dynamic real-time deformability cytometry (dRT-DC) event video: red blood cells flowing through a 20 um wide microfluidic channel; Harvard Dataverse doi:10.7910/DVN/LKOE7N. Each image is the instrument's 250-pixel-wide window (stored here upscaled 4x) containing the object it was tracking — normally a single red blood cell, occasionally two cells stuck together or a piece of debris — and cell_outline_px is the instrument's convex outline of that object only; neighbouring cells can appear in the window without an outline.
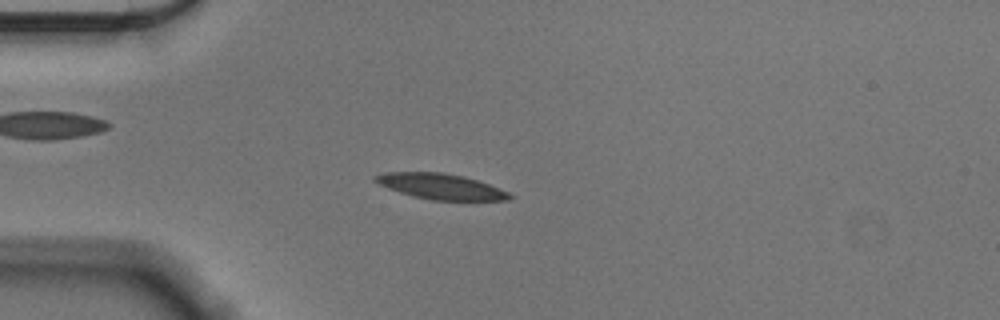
{"species": "Egyptian fruit bat (a non-hibernating species)", "species_latin": "Rousettus aegyptiacus", "temperature_condition": "cold", "stored_images_in_passage": 51, "camera_frame_rate_fps": 3000, "um_per_image_px": 0.085, "animal": {"sex": "male"}, "frame": {"image": 1, "passage_image": 10, "time_ms": 3.0, "image_size_px": [1000, 320], "cell_outline_px": [[516, 196], [508, 200], [432, 200], [412, 196], [388, 188], [372, 180], [372, 176], [384, 172], [444, 172], [464, 176], [488, 184], [508, 192]], "centroid_in_image_um": [37.44, 15.84], "position_along_channel_um": 47.6, "area_um2": 20.06}}
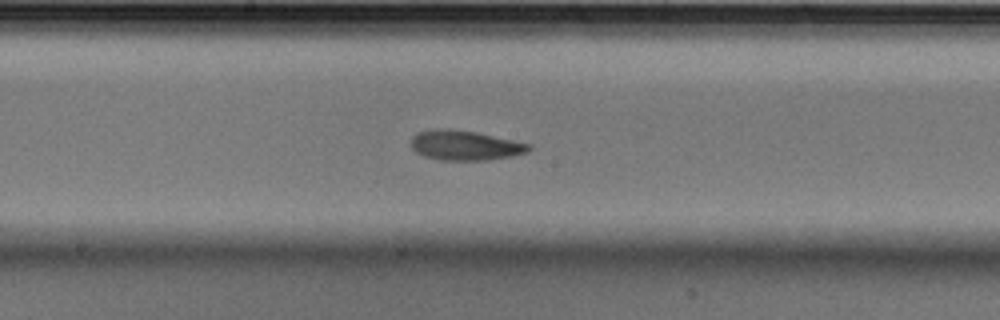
{"frame": {"image": 2, "passage_image": 25, "time_ms": 8.0, "image_size_px": [1000, 320], "cell_outline_px": [[532, 148], [528, 152], [512, 156], [488, 160], [440, 160], [424, 156], [416, 152], [412, 148], [412, 136], [416, 132], [440, 128], [448, 128], [476, 132], [532, 144]], "centroid_in_image_um": [39.54, 12.35], "position_along_channel_um": 208.7, "area_um2": 20.58}}
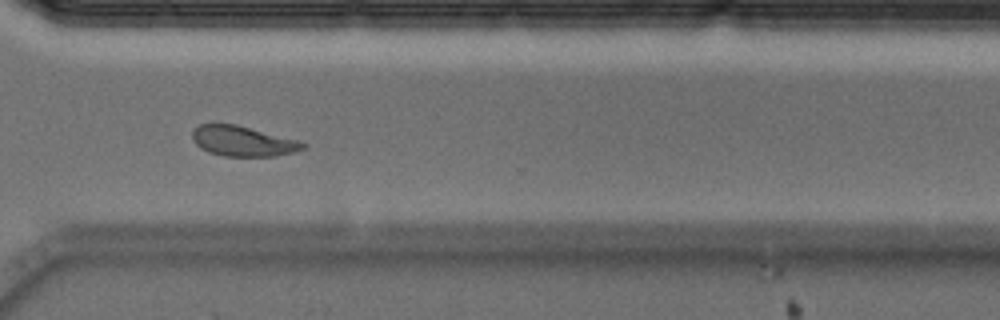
{"frame": {"image": 3, "passage_image": 37, "time_ms": 12.0, "image_size_px": [1000, 320], "cell_outline_px": [[308, 148], [296, 152], [276, 156], [224, 156], [208, 152], [200, 148], [192, 140], [192, 132], [200, 124], [236, 124], [300, 140], [308, 144]], "centroid_in_image_um": [20.71, 12.0], "position_along_channel_um": 349.9, "area_um2": 19.77}, "authors_computed_cell_mechanics": {"area_um2": 20.0566, "velocity_mm_per_s": 3.5403, "shape_relaxation_time_tau1_ms": 3.3278, "shape_relaxation_time_tau2_ms": 3.0372, "deformation_change_tau1": 0.1265, "deformation_change_tau2": 0.0969}}